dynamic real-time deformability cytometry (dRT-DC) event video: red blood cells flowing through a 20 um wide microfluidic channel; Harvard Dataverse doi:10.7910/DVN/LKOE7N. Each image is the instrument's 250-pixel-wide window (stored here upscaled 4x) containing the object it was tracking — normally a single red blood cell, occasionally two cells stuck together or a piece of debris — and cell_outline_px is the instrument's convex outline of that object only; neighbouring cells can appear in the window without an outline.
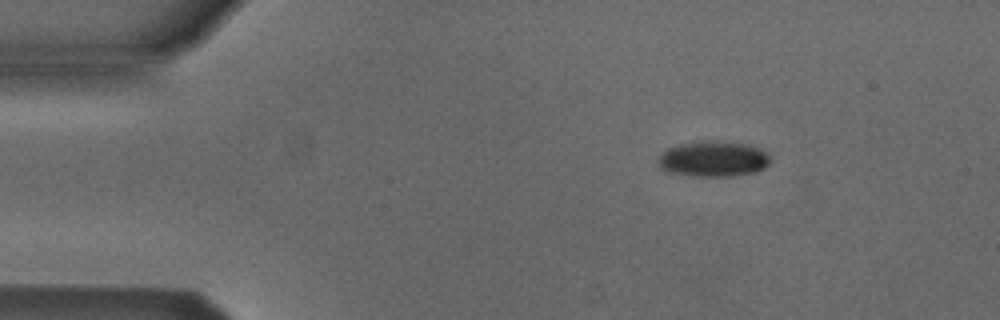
{"species": "Egyptian fruit bat (a non-hibernating species)", "species_latin": "Rousettus aegyptiacus", "temperature_condition": "cold", "stored_images_in_passage": 46, "camera_frame_rate_fps": 3000, "um_per_image_px": 0.085, "animal": {"sex": "male"}, "frame": {"image": 1, "passage_image": 1, "time_ms": 0.0, "image_size_px": [1000, 320], "cell_outline_px": [[772, 160], [764, 168], [756, 172], [736, 176], [692, 176], [668, 172], [660, 168], [656, 164], [656, 160], [668, 148], [680, 144], [704, 140], [732, 140], [752, 144], [768, 152], [772, 156]], "centroid_in_image_um": [60.7, 13.48], "position_along_channel_um": 24.3, "area_um2": 24.16}}
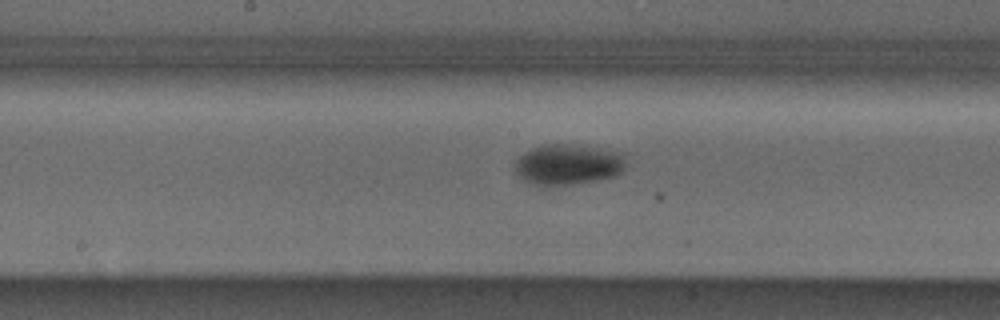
{"frame": {"image": 2, "passage_image": 20, "time_ms": 6.333, "image_size_px": [1000, 320], "cell_outline_px": [[628, 152], [624, 164], [620, 172], [616, 176], [596, 180], [572, 184], [532, 184], [524, 180], [516, 172], [516, 160], [524, 152], [540, 144], [568, 144]], "centroid_in_image_um": [48.33, 13.95], "position_along_channel_um": 199.9, "area_um2": 26.18}}
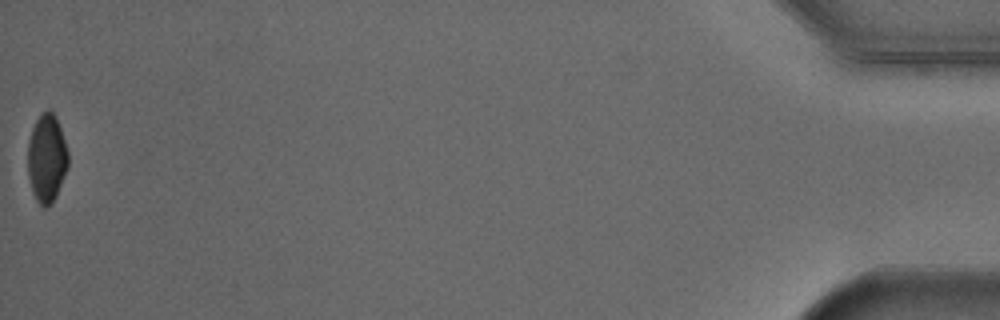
{"frame": {"image": 3, "passage_image": 46, "time_ms": 15.0, "image_size_px": [1000, 320], "cell_outline_px": [[68, 164], [56, 196], [52, 204], [44, 208], [36, 200], [32, 192], [28, 176], [28, 140], [32, 128], [40, 112], [48, 108], [56, 116], [68, 152]], "centroid_in_image_um": [3.95, 13.43], "position_along_channel_um": 431.2, "area_um2": 20.81}, "authors_computed_cell_mechanics": {"area_um2": 24.1315, "velocity_mm_per_s": 3.8764, "shape_relaxation_time_tau1_ms": 3.0762, "shape_relaxation_time_tau2_ms": null, "deformation_change_tau1": 0.1091, "deformation_change_tau2": null}}